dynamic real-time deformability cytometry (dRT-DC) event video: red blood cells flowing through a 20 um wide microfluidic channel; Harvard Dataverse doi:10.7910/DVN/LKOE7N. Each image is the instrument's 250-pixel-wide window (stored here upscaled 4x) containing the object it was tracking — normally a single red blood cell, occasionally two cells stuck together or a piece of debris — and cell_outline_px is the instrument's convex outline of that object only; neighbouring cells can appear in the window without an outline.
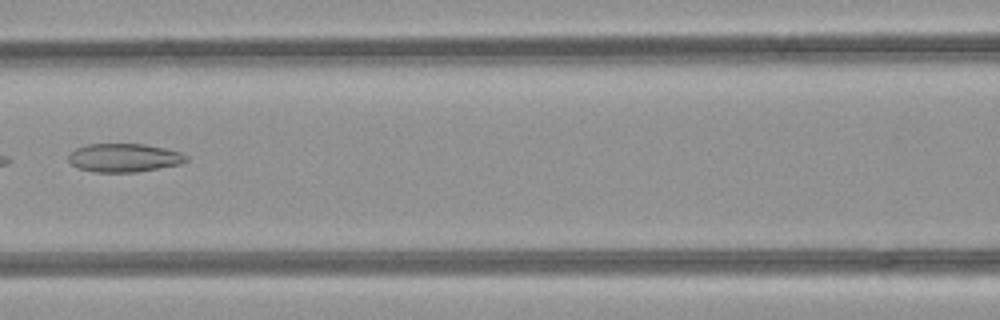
{"species": "common noctule bat (a hibernating species)", "species_latin": "Nyctalus noctula", "temperature_condition": "room temperature", "stored_images_in_passage": 4, "camera_frame_rate_fps": 3000, "um_per_image_px": 0.085, "animal": {"sex": "female", "body_mass_g": 21.9}, "frame": {"image": 1, "passage_image": 3, "time_ms": 0.667, "image_size_px": [1000, 320], "cell_outline_px": [[188, 160], [180, 164], [136, 172], [96, 172], [76, 168], [68, 160], [68, 156], [76, 148], [88, 144], [144, 144], [164, 148], [180, 152], [188, 156]], "centroid_in_image_um": [10.54, 13.41], "position_along_channel_um": 156.1, "area_um2": 19.48}}
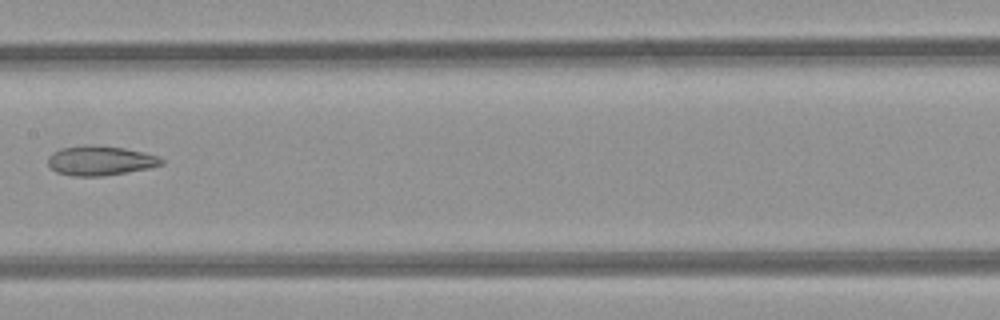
{"frame": {"image": 2, "passage_image": 4, "time_ms": 1.0, "image_size_px": [1000, 320], "cell_outline_px": [[164, 164], [148, 168], [100, 176], [72, 176], [56, 172], [48, 164], [48, 156], [52, 152], [64, 148], [84, 144], [92, 144], [124, 148], [144, 152], [160, 156], [164, 160]], "centroid_in_image_um": [8.52, 13.64], "position_along_channel_um": 198.9, "area_um2": 19.59}}